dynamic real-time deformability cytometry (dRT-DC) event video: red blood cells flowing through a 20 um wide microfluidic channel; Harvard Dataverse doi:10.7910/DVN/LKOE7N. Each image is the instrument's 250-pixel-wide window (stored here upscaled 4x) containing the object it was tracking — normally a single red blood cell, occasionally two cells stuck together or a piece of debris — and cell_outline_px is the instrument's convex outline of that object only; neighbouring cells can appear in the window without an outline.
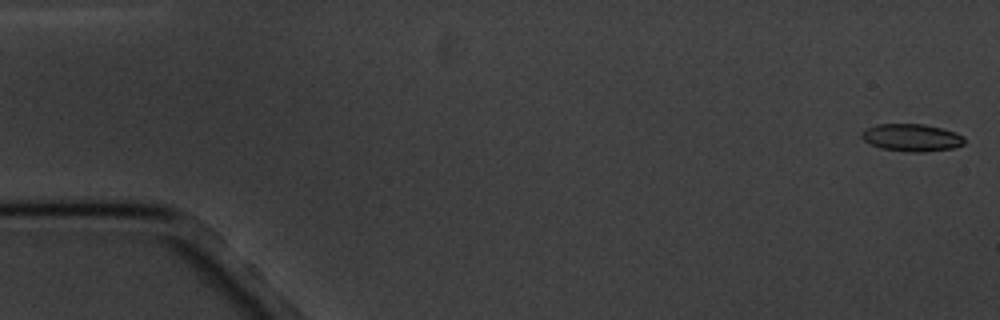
{"species": "common noctule bat (a hibernating species)", "species_latin": "Nyctalus noctula", "temperature_condition": "cold", "stored_images_in_passage": 16, "camera_frame_rate_fps": 3000, "um_per_image_px": 0.085, "animal": {"sex": "male", "body_mass_g": 20.1, "forearm_length_mm": 53.5}, "frame": {"image": 1, "passage_image": 1, "time_ms": 0.0, "image_size_px": [1000, 320], "cell_outline_px": [[964, 144], [952, 148], [924, 152], [908, 152], [880, 148], [864, 140], [860, 136], [860, 132], [876, 124], [924, 124], [956, 132], [964, 136]], "centroid_in_image_um": [77.49, 11.69], "position_along_channel_um": 7.5, "area_um2": 16.42}}
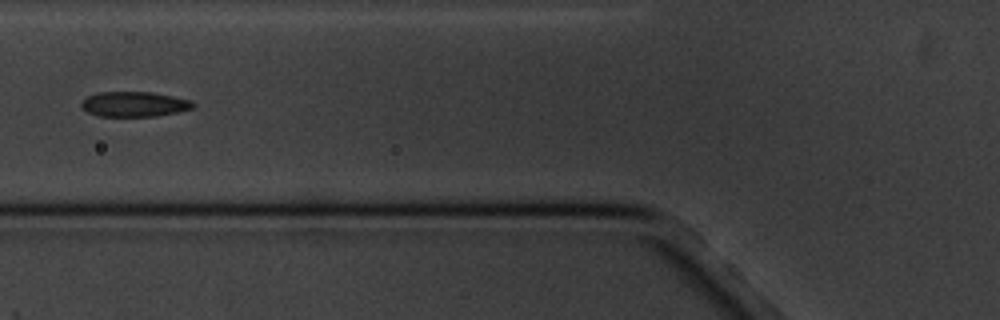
{"frame": {"image": 2, "passage_image": 7, "time_ms": 7.0, "image_size_px": [1000, 320], "cell_outline_px": [[196, 104], [192, 108], [176, 112], [156, 116], [100, 116], [88, 112], [80, 104], [88, 96], [96, 92], [152, 92], [192, 100]], "centroid_in_image_um": [11.43, 8.84], "position_along_channel_um": 114.4, "area_um2": 16.18}}
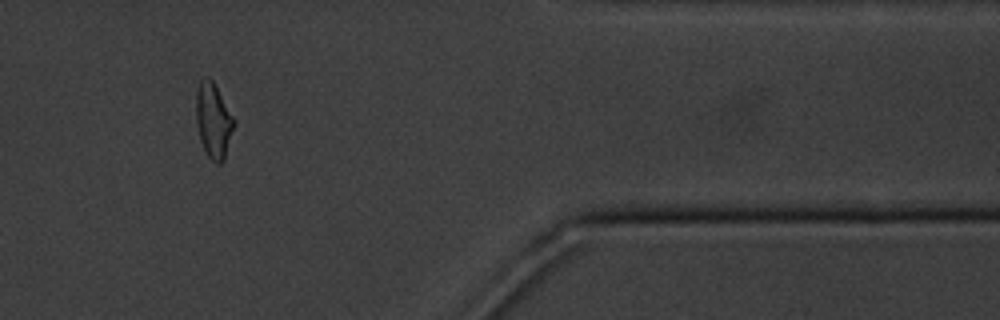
{"frame": {"image": 3, "passage_image": 14, "time_ms": 16.0, "image_size_px": [1000, 320], "cell_outline_px": [[236, 124], [224, 160], [220, 164], [216, 164], [208, 156], [200, 140], [196, 120], [196, 92], [200, 80], [208, 76], [212, 80], [236, 120]], "centroid_in_image_um": [18.16, 10.26], "position_along_channel_um": 393.2, "area_um2": 16.7}, "authors_computed_cell_mechanics": {"area_um2": 16.7331, "velocity_mm_per_s": 3.3985, "shape_relaxation_time_tau1_ms": 4.1729, "shape_relaxation_time_tau2_ms": 2.9434, "deformation_change_tau1": 0.11, "deformation_change_tau2": 0.0658}}